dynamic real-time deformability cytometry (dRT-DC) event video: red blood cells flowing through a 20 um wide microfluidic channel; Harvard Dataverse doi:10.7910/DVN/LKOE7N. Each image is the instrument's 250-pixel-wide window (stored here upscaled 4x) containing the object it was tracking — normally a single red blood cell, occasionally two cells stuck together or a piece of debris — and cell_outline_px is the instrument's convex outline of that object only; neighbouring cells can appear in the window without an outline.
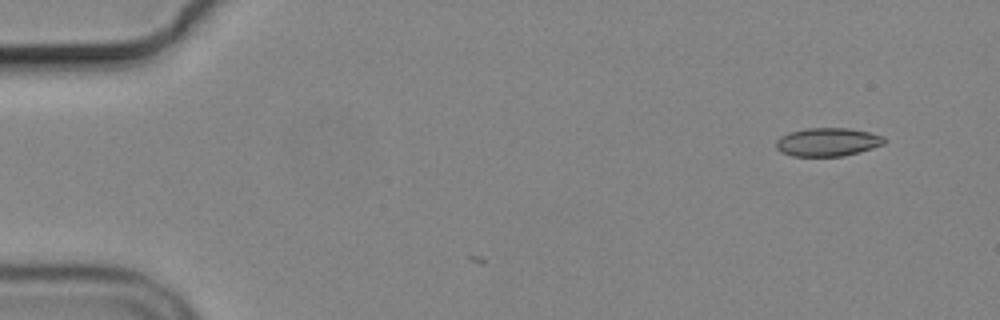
{"species": "common noctule bat (a hibernating species)", "species_latin": "Nyctalus noctula", "temperature_condition": "cold", "stored_images_in_passage": 13, "camera_frame_rate_fps": 3000, "um_per_image_px": 0.085, "animal": {"sex": "male", "body_mass_g": 19.2, "forearm_length_mm": 51.8}, "frame": {"image": 1, "passage_image": 1, "time_ms": 0.0, "image_size_px": [1000, 320], "cell_outline_px": [[884, 144], [872, 148], [844, 156], [792, 156], [780, 152], [776, 148], [776, 140], [780, 136], [788, 132], [804, 128], [848, 128], [868, 132], [884, 136]], "centroid_in_image_um": [70.3, 12.07], "position_along_channel_um": 14.7, "area_um2": 17.98}}
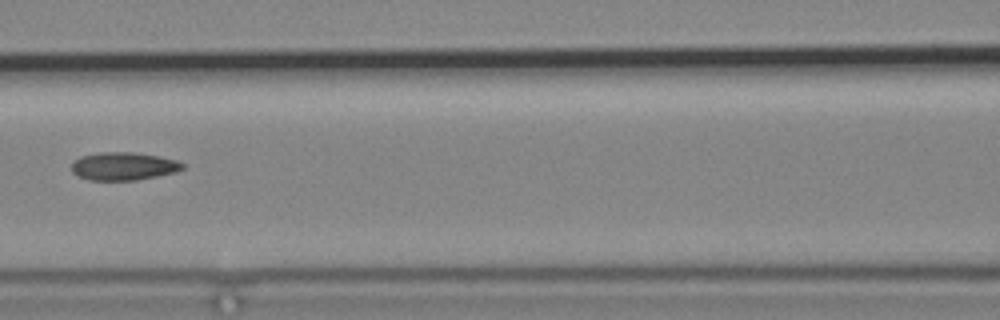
{"frame": {"image": 2, "passage_image": 6, "time_ms": 7.0, "image_size_px": [1000, 320], "cell_outline_px": [[184, 168], [176, 172], [136, 180], [88, 180], [72, 172], [72, 160], [80, 156], [100, 152], [132, 152], [160, 156], [176, 160], [184, 164]], "centroid_in_image_um": [10.48, 14.12], "position_along_channel_um": 156.1, "area_um2": 18.15}}
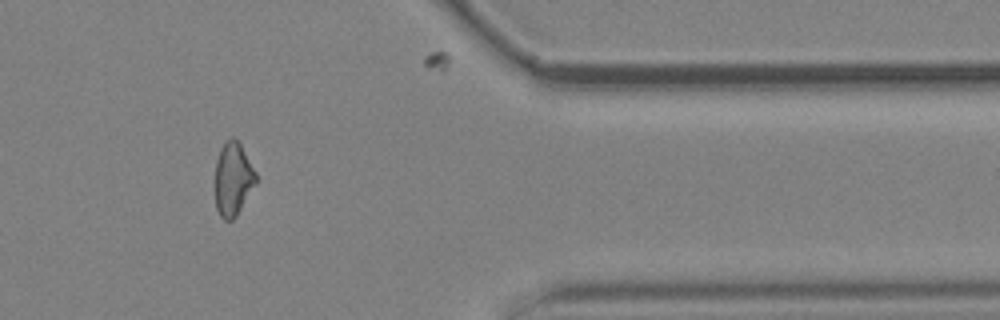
{"frame": {"image": 3, "passage_image": 12, "time_ms": 14.0, "image_size_px": [1000, 320], "cell_outline_px": [[256, 184], [236, 216], [232, 220], [224, 220], [220, 216], [216, 208], [216, 160], [220, 148], [224, 140], [232, 136], [240, 144], [256, 172]], "centroid_in_image_um": [19.8, 15.2], "position_along_channel_um": 391.6, "area_um2": 17.4}}